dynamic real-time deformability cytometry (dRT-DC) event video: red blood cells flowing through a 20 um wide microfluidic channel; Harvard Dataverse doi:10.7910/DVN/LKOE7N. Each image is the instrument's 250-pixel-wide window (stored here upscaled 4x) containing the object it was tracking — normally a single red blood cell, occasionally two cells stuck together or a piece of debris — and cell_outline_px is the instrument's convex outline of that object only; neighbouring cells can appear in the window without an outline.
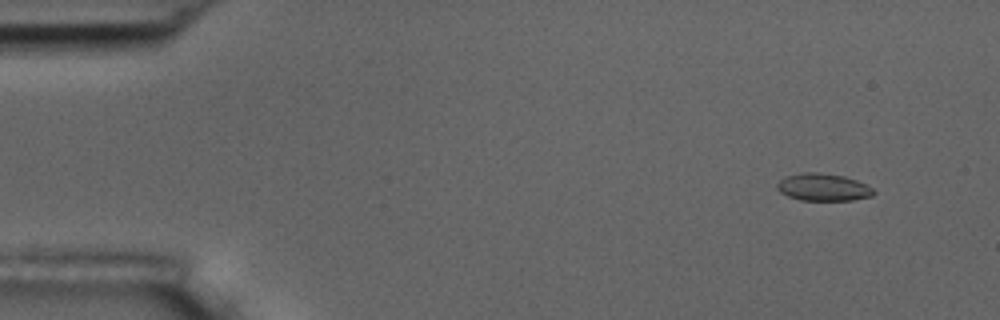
{"species": "common noctule bat (a hibernating species)", "species_latin": "Nyctalus noctula", "temperature_condition": "room temperature", "stored_images_in_passage": 5, "camera_frame_rate_fps": 3000, "um_per_image_px": 0.085, "animal": {"sex": "male", "body_mass_g": 17.5, "forearm_length_mm": 52.3}, "frame": {"image": 1, "passage_image": 1, "time_ms": 0.0, "image_size_px": [1000, 320], "cell_outline_px": [[876, 192], [872, 196], [852, 200], [800, 200], [788, 196], [780, 192], [776, 188], [776, 184], [780, 180], [788, 176], [800, 172], [820, 172], [844, 176], [856, 180], [872, 188]], "centroid_in_image_um": [69.96, 15.91], "position_along_channel_um": 15.0, "area_um2": 15.37}}
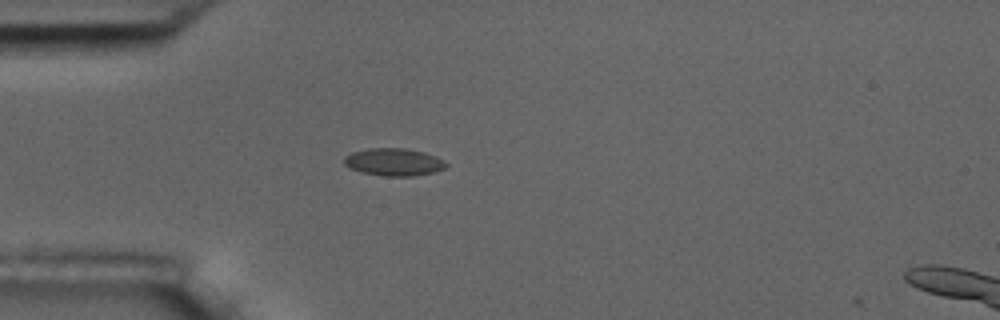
{"frame": {"image": 2, "passage_image": 4, "time_ms": 3.667, "image_size_px": [1000, 320], "cell_outline_px": [[448, 164], [444, 168], [432, 172], [412, 176], [384, 176], [364, 172], [348, 168], [344, 164], [344, 156], [352, 152], [368, 148], [404, 148], [424, 152], [444, 160]], "centroid_in_image_um": [33.44, 13.76], "position_along_channel_um": 51.6, "area_um2": 16.24}}